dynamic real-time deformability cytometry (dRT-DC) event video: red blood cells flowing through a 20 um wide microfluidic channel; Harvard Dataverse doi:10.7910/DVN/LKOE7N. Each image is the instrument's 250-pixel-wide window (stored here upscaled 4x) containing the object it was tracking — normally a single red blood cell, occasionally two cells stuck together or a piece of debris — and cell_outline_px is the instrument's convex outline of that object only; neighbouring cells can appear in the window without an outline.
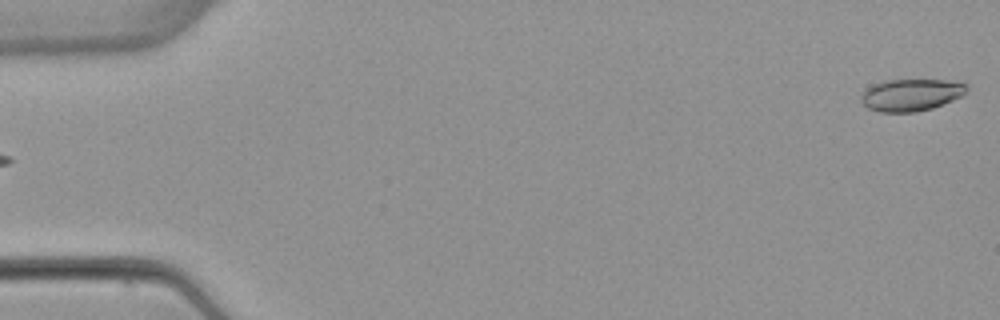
{"species": "common noctule bat (a hibernating species)", "species_latin": "Nyctalus noctula", "temperature_condition": "warm", "stored_images_in_passage": 5, "segment_of_instrument_passage": [2, 2], "camera_frame_rate_fps": 3000, "um_per_image_px": 0.085, "animal": {"sex": "female", "body_mass_g": 22.7, "forearm_length_mm": 54.2}, "frame": {"image": 1, "passage_image": 5, "time_ms": 5.667, "image_size_px": [1000, 320], "cell_outline_px": [[968, 92], [964, 96], [932, 108], [916, 112], [880, 112], [868, 108], [860, 100], [860, 96], [872, 84], [884, 80], [948, 80], [968, 84]], "centroid_in_image_um": [77.48, 8.06], "position_along_channel_um": 7.5, "area_um2": 19.94}}